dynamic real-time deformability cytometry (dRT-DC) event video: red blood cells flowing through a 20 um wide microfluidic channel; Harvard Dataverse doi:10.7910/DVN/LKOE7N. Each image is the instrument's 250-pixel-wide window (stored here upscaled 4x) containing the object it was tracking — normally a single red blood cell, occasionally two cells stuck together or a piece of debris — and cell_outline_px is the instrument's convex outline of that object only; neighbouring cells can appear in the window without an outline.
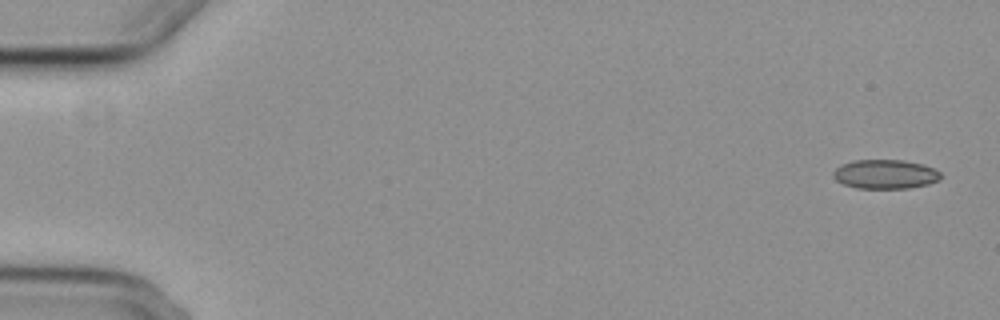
{"species": "common noctule bat (a hibernating species)", "species_latin": "Nyctalus noctula", "temperature_condition": "cold", "stored_images_in_passage": 4, "camera_frame_rate_fps": 3000, "um_per_image_px": 0.085, "animal": {"sex": "female", "body_mass_g": 29.2, "forearm_length_mm": 56.3}, "frame": {"image": 1, "passage_image": 1, "time_ms": 0.0, "image_size_px": [1000, 320], "cell_outline_px": [[940, 180], [928, 184], [908, 188], [856, 188], [844, 184], [836, 180], [832, 176], [832, 172], [840, 164], [852, 160], [904, 160], [924, 164], [940, 172]], "centroid_in_image_um": [75.22, 14.8], "position_along_channel_um": 9.8, "area_um2": 18.38}}
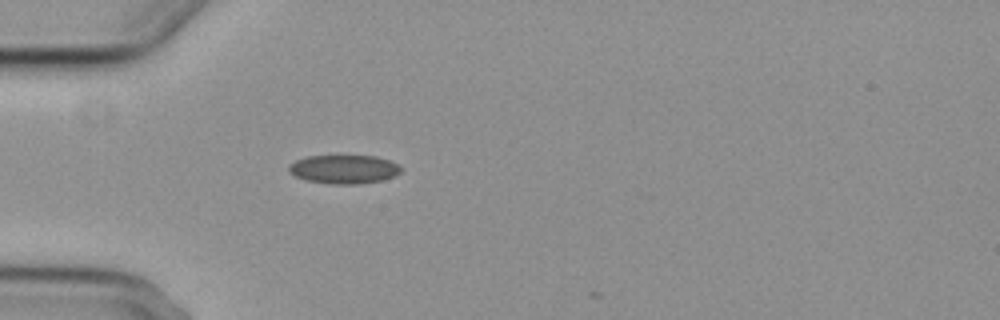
{"frame": {"image": 2, "passage_image": 4, "time_ms": 5.0, "image_size_px": [1000, 320], "cell_outline_px": [[400, 172], [392, 176], [380, 180], [360, 184], [332, 184], [308, 180], [296, 176], [288, 172], [288, 164], [296, 160], [308, 156], [376, 156], [388, 160], [396, 164], [400, 168]], "centroid_in_image_um": [29.18, 14.38], "position_along_channel_um": 55.8, "area_um2": 18.5}}